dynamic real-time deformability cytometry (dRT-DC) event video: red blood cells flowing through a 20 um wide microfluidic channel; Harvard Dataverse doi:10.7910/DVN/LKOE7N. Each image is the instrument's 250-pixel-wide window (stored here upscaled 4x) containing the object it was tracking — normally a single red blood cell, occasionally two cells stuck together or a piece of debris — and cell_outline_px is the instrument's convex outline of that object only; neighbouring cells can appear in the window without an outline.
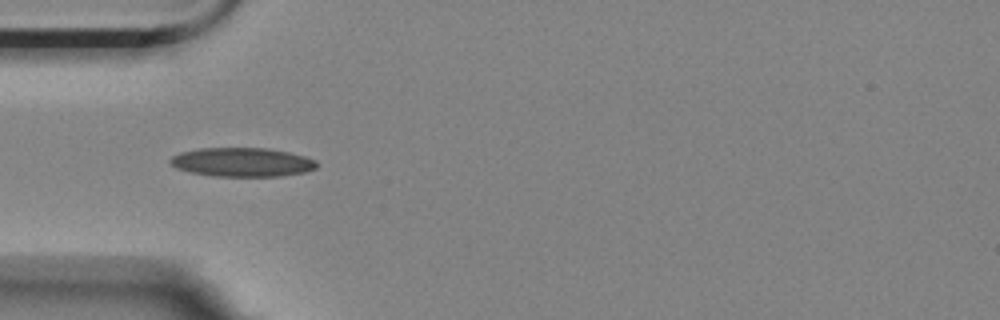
{"species": "Egyptian fruit bat (a non-hibernating species)", "species_latin": "Rousettus aegyptiacus", "temperature_condition": "room temperature", "stored_images_in_passage": 7, "camera_frame_rate_fps": 3000, "um_per_image_px": 0.085, "animal": {"sex": "female"}, "frame": {"image": 1, "passage_image": 1, "time_ms": 0.0, "image_size_px": [1000, 320], "cell_outline_px": [[320, 164], [316, 168], [304, 172], [280, 176], [212, 176], [192, 172], [176, 168], [168, 160], [172, 156], [180, 152], [200, 148], [268, 148], [288, 152], [304, 156], [316, 160]], "centroid_in_image_um": [20.6, 13.78], "position_along_channel_um": 64.4, "area_um2": 24.74}}
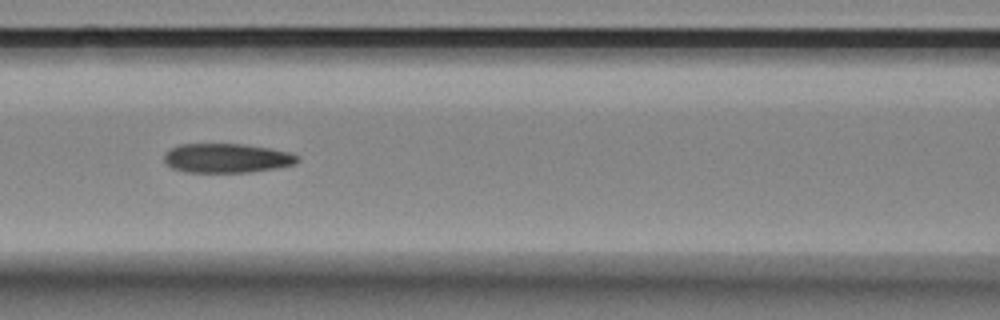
{"frame": {"image": 2, "passage_image": 3, "time_ms": 0.667, "image_size_px": [1000, 320], "cell_outline_px": [[300, 160], [296, 164], [276, 168], [248, 172], [184, 172], [172, 168], [164, 160], [164, 156], [172, 148], [180, 144], [244, 144], [268, 148], [288, 152], [300, 156]], "centroid_in_image_um": [19.31, 13.44], "position_along_channel_um": 147.3, "area_um2": 22.66}}
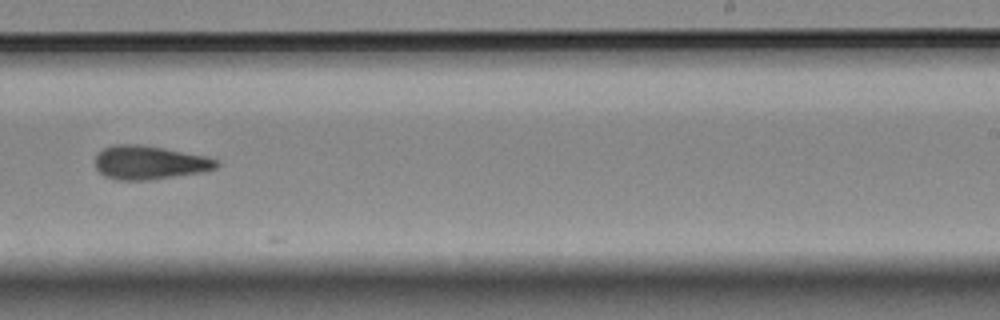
{"frame": {"image": 3, "passage_image": 6, "time_ms": 1.667, "image_size_px": [1000, 320], "cell_outline_px": [[220, 164], [216, 168], [200, 172], [148, 180], [116, 180], [104, 176], [96, 168], [96, 156], [104, 148], [112, 144], [140, 144], [164, 148], [204, 156], [216, 160]], "centroid_in_image_um": [12.66, 13.81], "position_along_channel_um": 276.3, "area_um2": 23.58}}